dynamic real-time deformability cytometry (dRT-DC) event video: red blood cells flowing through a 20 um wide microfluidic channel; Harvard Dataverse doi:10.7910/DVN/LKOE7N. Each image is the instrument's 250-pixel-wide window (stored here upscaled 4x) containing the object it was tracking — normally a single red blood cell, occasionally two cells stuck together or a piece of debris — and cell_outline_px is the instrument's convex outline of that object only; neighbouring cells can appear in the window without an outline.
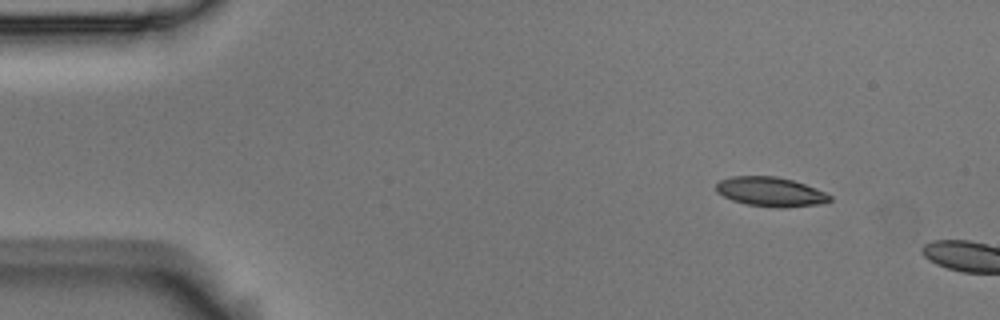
{"species": "Egyptian fruit bat (a non-hibernating species)", "species_latin": "Rousettus aegyptiacus", "temperature_condition": "room temperature", "stored_images_in_passage": 2, "camera_frame_rate_fps": 3000, "um_per_image_px": 0.085, "animal": {"sex": "male"}, "frame": {"image": 1, "passage_image": 1, "time_ms": 0.0, "image_size_px": [1000, 320], "cell_outline_px": [[832, 200], [820, 204], [780, 208], [748, 204], [732, 200], [716, 192], [716, 184], [720, 180], [732, 176], [776, 176], [792, 180], [804, 184], [824, 192], [832, 196]], "centroid_in_image_um": [65.48, 16.3], "position_along_channel_um": 19.5, "area_um2": 19.31}}